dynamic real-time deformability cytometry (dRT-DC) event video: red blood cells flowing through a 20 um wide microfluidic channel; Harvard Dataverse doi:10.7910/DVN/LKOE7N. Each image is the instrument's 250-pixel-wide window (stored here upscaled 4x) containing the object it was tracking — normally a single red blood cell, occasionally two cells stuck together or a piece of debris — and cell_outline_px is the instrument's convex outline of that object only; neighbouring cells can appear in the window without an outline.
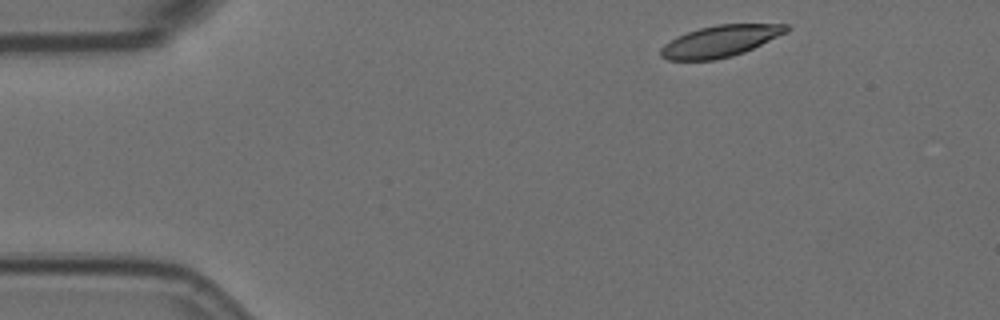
{"species": "Egyptian fruit bat (a non-hibernating species)", "species_latin": "Rousettus aegyptiacus", "temperature_condition": "room temperature", "stored_images_in_passage": 5, "camera_frame_rate_fps": 3000, "um_per_image_px": 0.085, "animal": {"sex": "female"}, "frame": {"image": 1, "passage_image": 1, "time_ms": 0.0, "image_size_px": [1000, 320], "cell_outline_px": [[792, 28], [788, 32], [744, 52], [732, 56], [716, 60], [668, 60], [660, 56], [660, 48], [664, 44], [676, 36], [700, 28], [716, 24], [788, 24]], "centroid_in_image_um": [61.23, 3.49], "position_along_channel_um": 23.8, "area_um2": 23.18}}
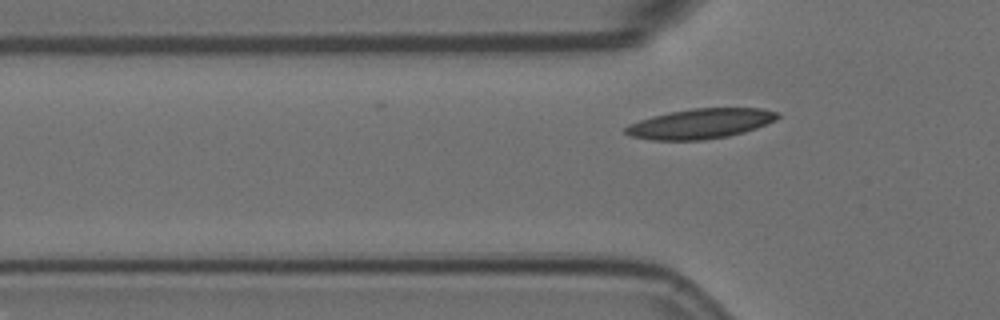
{"frame": {"image": 2, "passage_image": 4, "time_ms": 1.0, "image_size_px": [1000, 320], "cell_outline_px": [[780, 116], [776, 120], [756, 128], [744, 132], [728, 136], [704, 140], [652, 140], [632, 136], [624, 132], [624, 128], [628, 124], [652, 116], [692, 108], [764, 108], [780, 112]], "centroid_in_image_um": [59.58, 10.51], "position_along_channel_um": 66.2, "area_um2": 26.59}}
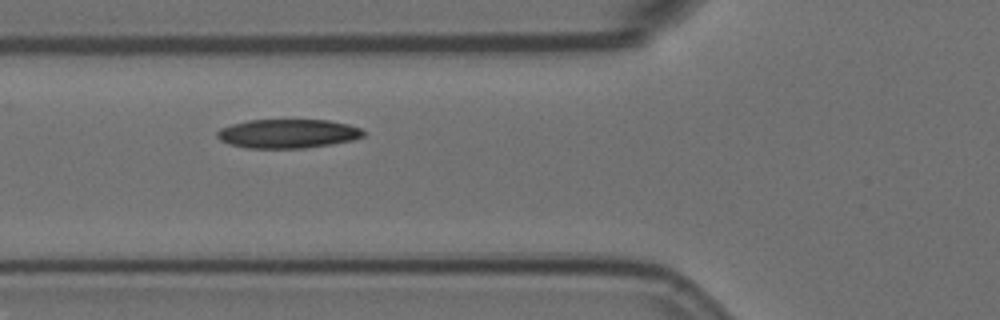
{"frame": {"image": 3, "passage_image": 5, "time_ms": 1.333, "image_size_px": [1000, 320], "cell_outline_px": [[364, 136], [352, 140], [332, 144], [304, 148], [248, 148], [228, 144], [220, 140], [216, 136], [216, 132], [220, 128], [232, 124], [248, 120], [328, 120], [348, 124], [360, 128], [364, 132]], "centroid_in_image_um": [24.44, 11.36], "position_along_channel_um": 101.4, "area_um2": 24.74}}